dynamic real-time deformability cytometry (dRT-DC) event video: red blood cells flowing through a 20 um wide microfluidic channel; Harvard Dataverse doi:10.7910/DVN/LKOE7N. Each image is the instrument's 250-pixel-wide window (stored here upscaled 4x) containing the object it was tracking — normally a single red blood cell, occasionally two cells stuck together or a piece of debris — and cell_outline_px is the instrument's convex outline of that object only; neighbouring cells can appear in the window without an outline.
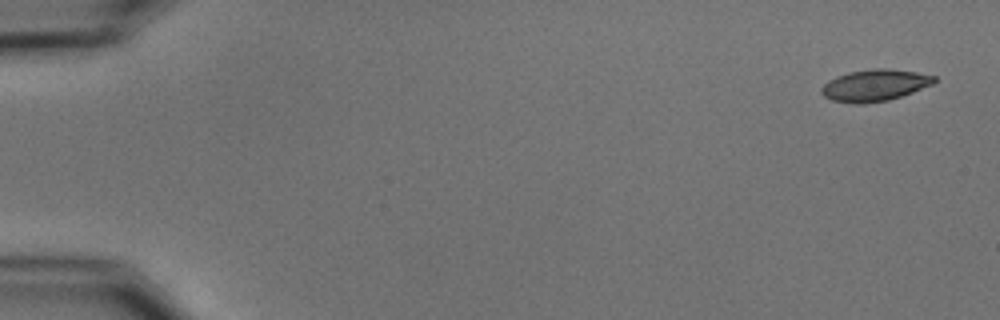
{"species": "common noctule bat (a hibernating species)", "species_latin": "Nyctalus noctula", "temperature_condition": "cold", "stored_images_in_passage": 4, "camera_frame_rate_fps": 3000, "um_per_image_px": 0.085, "animal": {"sex": "male", "body_mass_g": 15.6}, "frame": {"image": 1, "passage_image": 1, "time_ms": 0.0, "image_size_px": [1000, 320], "cell_outline_px": [[936, 80], [932, 84], [912, 92], [888, 100], [864, 104], [856, 104], [832, 100], [824, 96], [820, 92], [820, 88], [828, 80], [836, 76], [848, 72], [872, 68], [888, 68], [916, 72], [936, 76]], "centroid_in_image_um": [74.32, 7.24], "position_along_channel_um": 10.7, "area_um2": 20.87}}
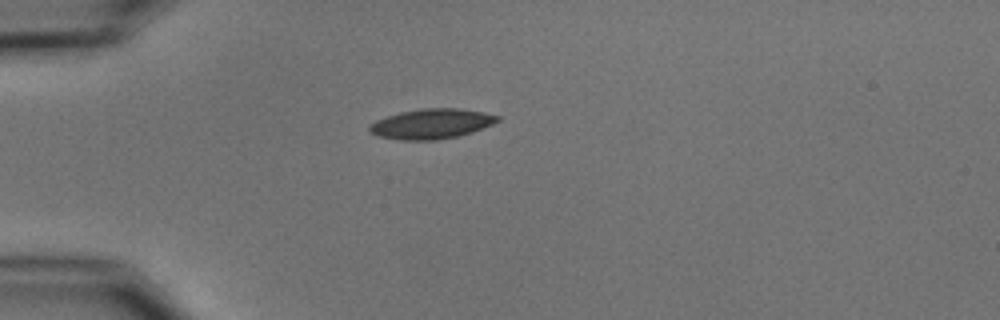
{"frame": {"image": 2, "passage_image": 4, "time_ms": 4.333, "image_size_px": [1000, 320], "cell_outline_px": [[500, 120], [492, 124], [472, 132], [456, 136], [436, 140], [400, 140], [380, 136], [372, 132], [368, 128], [376, 120], [400, 112], [420, 108], [460, 108], [484, 112], [500, 116]], "centroid_in_image_um": [36.71, 10.51], "position_along_channel_um": 48.3, "area_um2": 22.2}}